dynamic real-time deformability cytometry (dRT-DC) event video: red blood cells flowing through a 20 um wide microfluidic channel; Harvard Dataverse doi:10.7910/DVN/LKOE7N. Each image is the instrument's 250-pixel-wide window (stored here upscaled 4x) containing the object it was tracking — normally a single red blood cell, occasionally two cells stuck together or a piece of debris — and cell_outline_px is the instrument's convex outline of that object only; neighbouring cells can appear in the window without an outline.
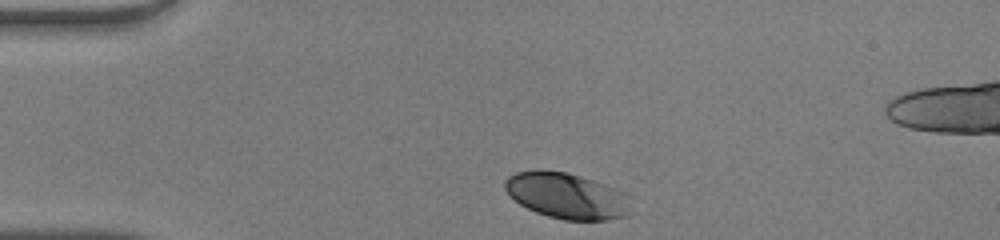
{"species": "human", "species_latin": "Homo sapiens", "temperature_condition": "warm", "stored_images_in_passage": 31, "camera_frame_rate_fps": 3000, "um_per_image_px": 0.085, "donor": {"sex": "male"}, "frame": {"image": 1, "passage_image": 1, "time_ms": 0.0, "image_size_px": [1000, 240], "cell_outline_px": [[628, 216], [608, 220], [564, 220], [548, 216], [536, 212], [520, 204], [504, 188], [504, 180], [508, 176], [516, 172], [540, 168], [568, 172], [616, 188], [620, 192]], "centroid_in_image_um": [48.05, 16.61], "position_along_channel_um": 37.0, "area_um2": 33.12}}
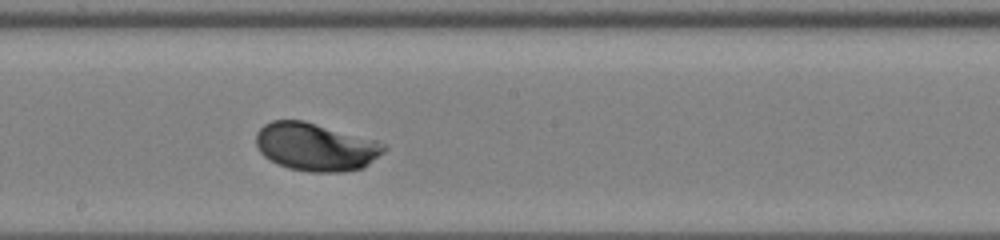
{"frame": {"image": 2, "passage_image": 18, "time_ms": 5.667, "image_size_px": [1000, 240], "cell_outline_px": [[388, 148], [384, 152], [364, 168], [344, 172], [308, 172], [288, 168], [264, 156], [260, 152], [256, 144], [256, 132], [264, 124], [272, 120], [304, 120], [376, 140], [388, 144]], "centroid_in_image_um": [26.87, 12.48], "position_along_channel_um": 221.3, "area_um2": 36.01}}
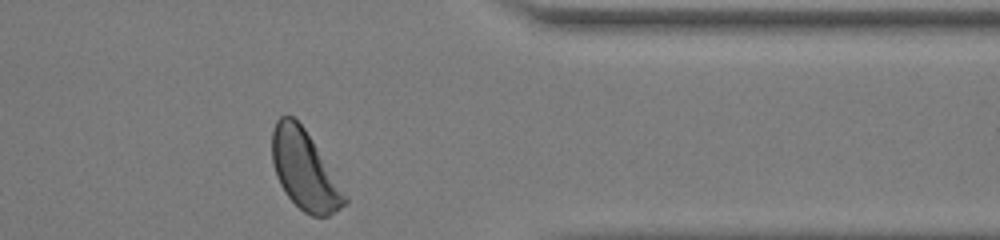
{"frame": {"image": 3, "passage_image": 31, "time_ms": 10.0, "image_size_px": [1000, 240], "cell_outline_px": [[348, 204], [328, 216], [312, 216], [304, 212], [284, 192], [276, 176], [272, 164], [272, 132], [276, 120], [280, 116], [292, 116], [304, 128], [348, 196]], "centroid_in_image_um": [25.89, 14.48], "position_along_channel_um": 385.5, "area_um2": 33.23}, "authors_computed_cell_mechanics": {"area_um2": 34.102, "velocity_mm_per_s": 4.0593, "shape_relaxation_time_tau1_ms": 1.3913, "shape_relaxation_time_tau2_ms": null, "deformation_change_tau1": 0.1188, "deformation_change_tau2": null}}